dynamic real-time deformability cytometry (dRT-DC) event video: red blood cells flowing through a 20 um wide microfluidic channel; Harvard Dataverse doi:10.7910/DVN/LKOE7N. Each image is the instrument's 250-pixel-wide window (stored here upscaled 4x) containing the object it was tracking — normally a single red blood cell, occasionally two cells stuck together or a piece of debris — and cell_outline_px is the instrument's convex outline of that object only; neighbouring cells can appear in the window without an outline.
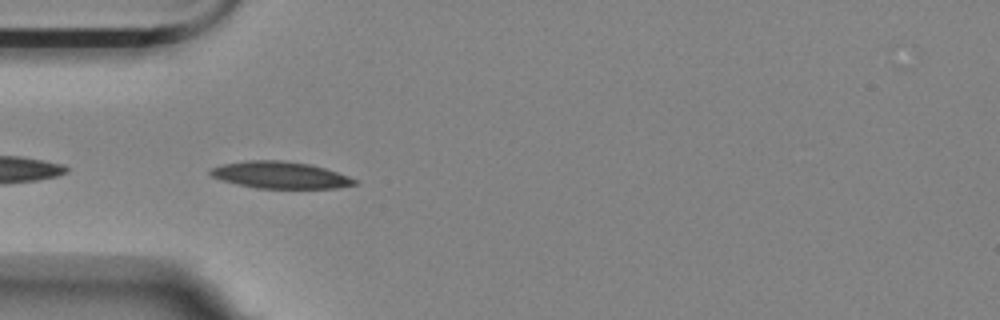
{"species": "Egyptian fruit bat (a non-hibernating species)", "species_latin": "Rousettus aegyptiacus", "temperature_condition": "room temperature", "stored_images_in_passage": 39, "camera_frame_rate_fps": 3000, "um_per_image_px": 0.085, "animal": {"sex": "female"}, "frame": {"image": 1, "passage_image": 2, "time_ms": 0.333, "image_size_px": [1000, 320], "cell_outline_px": [[356, 184], [336, 188], [256, 188], [236, 184], [212, 176], [208, 172], [208, 168], [220, 164], [244, 160], [284, 160], [312, 164], [348, 176], [356, 180]], "centroid_in_image_um": [23.76, 14.86], "position_along_channel_um": 61.2, "area_um2": 22.66}}
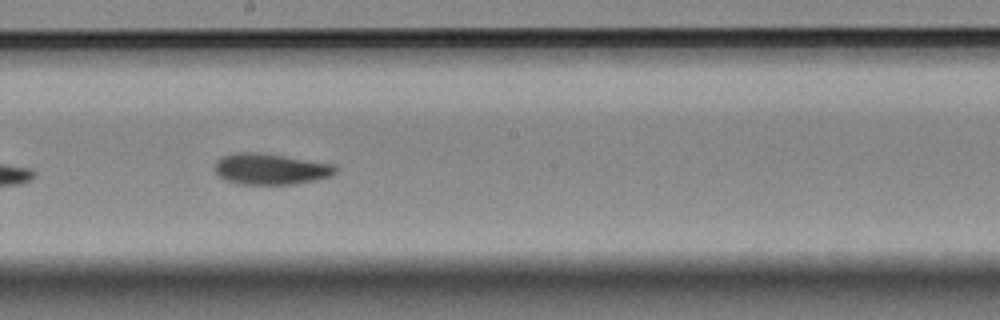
{"frame": {"image": 2, "passage_image": 16, "time_ms": 5.0, "image_size_px": [1000, 320], "cell_outline_px": [[336, 172], [332, 176], [316, 180], [296, 184], [240, 184], [224, 180], [216, 176], [216, 160], [224, 156], [240, 152], [252, 152], [284, 156], [336, 164]], "centroid_in_image_um": [23.02, 14.38], "position_along_channel_um": 225.2, "area_um2": 21.85}}
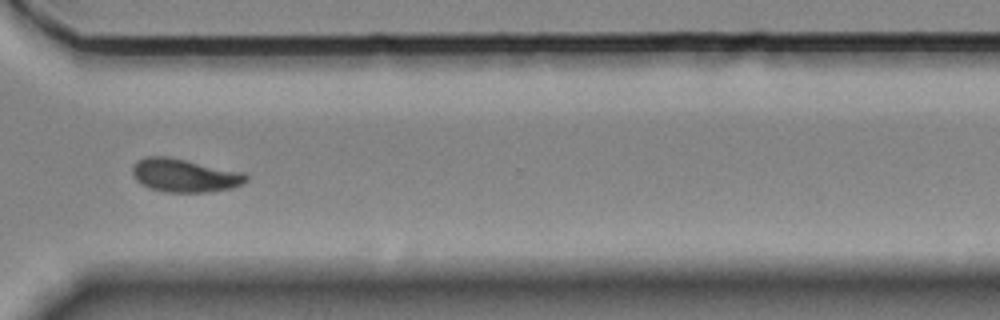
{"frame": {"image": 3, "passage_image": 27, "time_ms": 8.667, "image_size_px": [1000, 320], "cell_outline_px": [[248, 180], [232, 188], [208, 192], [164, 192], [148, 188], [140, 184], [136, 180], [132, 172], [132, 168], [136, 160], [144, 156], [168, 156], [244, 172], [248, 176]], "centroid_in_image_um": [15.66, 14.9], "position_along_channel_um": 354.9, "area_um2": 22.31}}